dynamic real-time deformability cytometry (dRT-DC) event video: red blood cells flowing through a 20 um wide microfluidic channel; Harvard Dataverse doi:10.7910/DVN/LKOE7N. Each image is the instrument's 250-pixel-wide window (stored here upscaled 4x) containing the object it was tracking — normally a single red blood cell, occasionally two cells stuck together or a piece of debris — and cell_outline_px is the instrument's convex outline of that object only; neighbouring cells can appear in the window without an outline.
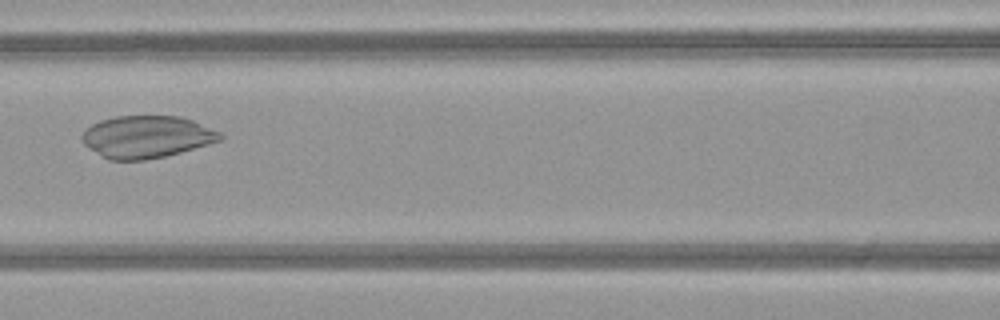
{"species": "common noctule bat (a hibernating species)", "species_latin": "Nyctalus noctula", "temperature_condition": "warm", "stored_images_in_passage": 49, "camera_frame_rate_fps": 3000, "um_per_image_px": 0.085, "animal": {"sex": "female", "body_mass_g": 21.9}, "frame": {"image": 1, "passage_image": 22, "time_ms": 7.0, "image_size_px": [1000, 320], "cell_outline_px": [[224, 136], [220, 140], [208, 144], [180, 152], [164, 156], [144, 160], [108, 160], [88, 148], [84, 144], [80, 136], [92, 124], [100, 120], [116, 116], [180, 116], [192, 120], [220, 132]], "centroid_in_image_um": [12.44, 11.63], "position_along_channel_um": 154.2, "area_um2": 33.81}}
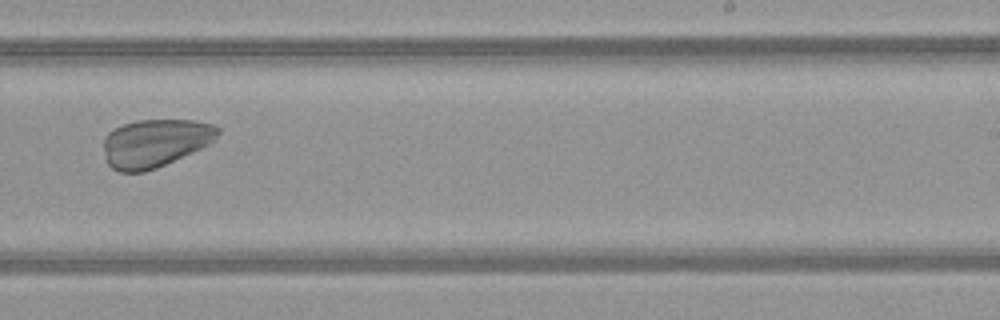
{"frame": {"image": 2, "passage_image": 31, "time_ms": 10.0, "image_size_px": [1000, 320], "cell_outline_px": [[220, 132], [208, 144], [192, 152], [156, 168], [144, 172], [120, 172], [112, 168], [108, 164], [104, 156], [104, 136], [108, 132], [124, 124], [136, 120], [196, 120], [216, 124], [220, 128]], "centroid_in_image_um": [13.17, 12.15], "position_along_channel_um": 275.8, "area_um2": 31.96}}
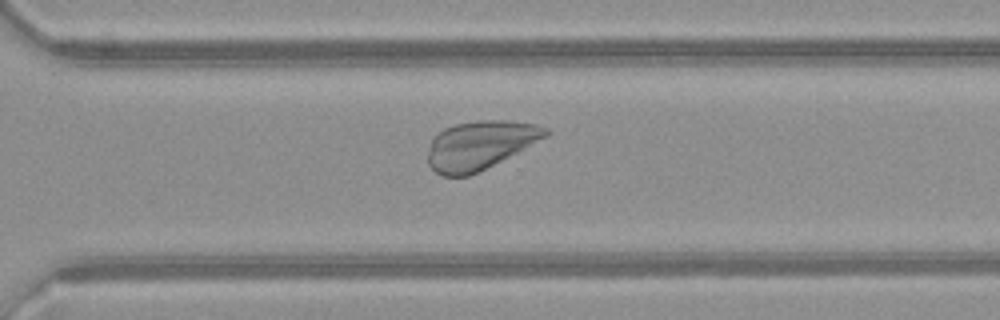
{"frame": {"image": 3, "passage_image": 35, "time_ms": 11.333, "image_size_px": [1000, 320], "cell_outline_px": [[548, 136], [468, 176], [440, 176], [428, 164], [428, 152], [432, 140], [444, 128], [456, 124], [480, 120], [504, 120], [536, 124], [548, 128]], "centroid_in_image_um": [40.78, 12.32], "position_along_channel_um": 329.8, "area_um2": 32.66}}